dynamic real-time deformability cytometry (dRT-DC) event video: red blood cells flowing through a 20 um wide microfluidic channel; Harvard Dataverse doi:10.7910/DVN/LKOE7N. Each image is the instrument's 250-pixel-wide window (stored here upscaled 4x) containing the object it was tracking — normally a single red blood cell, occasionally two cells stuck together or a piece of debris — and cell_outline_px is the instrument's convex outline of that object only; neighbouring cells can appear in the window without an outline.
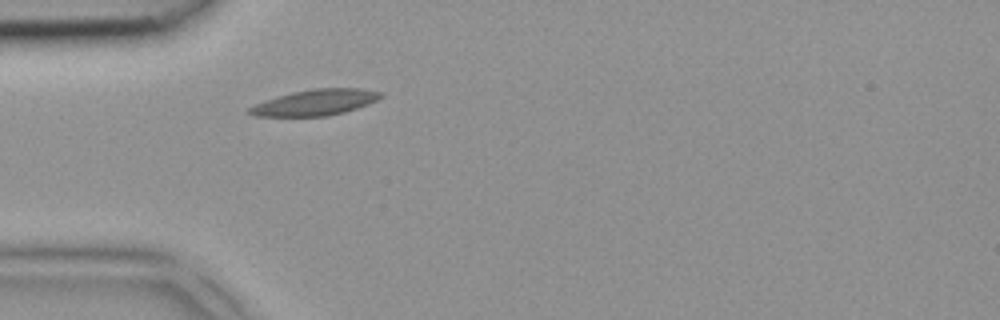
{"species": "common noctule bat (a hibernating species)", "species_latin": "Nyctalus noctula", "temperature_condition": "room temperature", "stored_images_in_passage": 4, "camera_frame_rate_fps": 3000, "um_per_image_px": 0.085, "animal": {"sex": "female", "body_mass_g": 18.4}, "frame": {"image": 1, "passage_image": 4, "time_ms": 1.0, "image_size_px": [1000, 320], "cell_outline_px": [[384, 96], [376, 100], [356, 108], [344, 112], [328, 116], [256, 116], [248, 112], [248, 108], [264, 100], [276, 96], [292, 92], [312, 88], [360, 88], [384, 92]], "centroid_in_image_um": [26.81, 8.69], "position_along_channel_um": 58.2, "area_um2": 19.83}}